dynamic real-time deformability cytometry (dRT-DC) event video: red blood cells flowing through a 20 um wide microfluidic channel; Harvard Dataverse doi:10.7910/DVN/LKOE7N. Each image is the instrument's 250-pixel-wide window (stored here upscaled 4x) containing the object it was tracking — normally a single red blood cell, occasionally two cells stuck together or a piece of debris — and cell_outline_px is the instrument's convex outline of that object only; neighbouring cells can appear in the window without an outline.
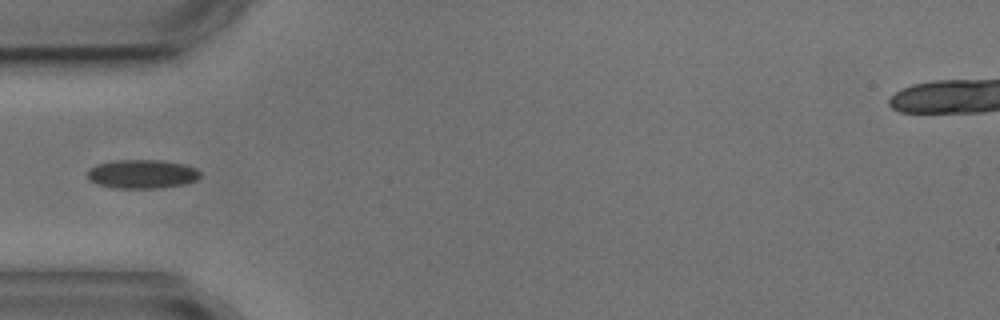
{"species": "common noctule bat (a hibernating species)", "species_latin": "Nyctalus noctula", "temperature_condition": "cold", "stored_images_in_passage": 4, "camera_frame_rate_fps": 3000, "um_per_image_px": 0.085, "animal": {"sex": "male", "body_mass_g": 17.9, "forearm_length_mm": 54.2}, "frame": {"image": 1, "passage_image": 4, "time_ms": 3.333, "image_size_px": [1000, 320], "cell_outline_px": [[200, 176], [196, 180], [184, 184], [152, 188], [112, 188], [96, 184], [88, 180], [88, 168], [96, 164], [112, 160], [160, 160], [184, 164], [196, 168], [200, 172]], "centroid_in_image_um": [12.02, 14.78], "position_along_channel_um": 73.0, "area_um2": 19.07}}